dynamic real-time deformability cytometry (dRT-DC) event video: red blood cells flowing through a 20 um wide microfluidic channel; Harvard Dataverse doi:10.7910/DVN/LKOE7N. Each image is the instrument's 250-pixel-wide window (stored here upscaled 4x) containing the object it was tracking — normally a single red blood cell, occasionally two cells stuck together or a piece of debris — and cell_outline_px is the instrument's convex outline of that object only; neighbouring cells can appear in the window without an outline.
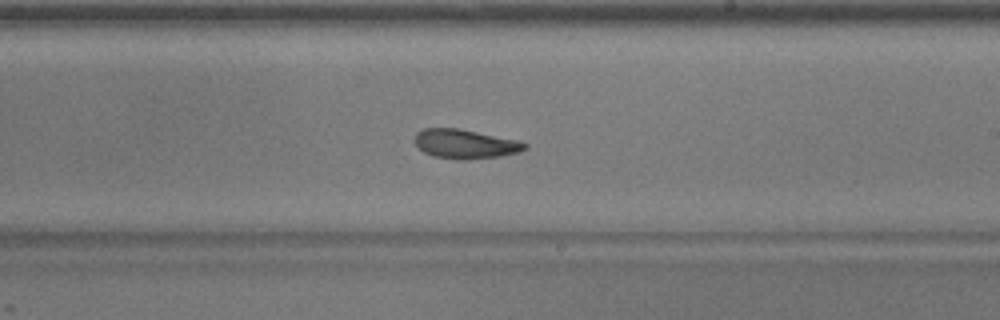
{"species": "common noctule bat (a hibernating species)", "species_latin": "Nyctalus noctula", "temperature_condition": "warm", "stored_images_in_passage": 50, "camera_frame_rate_fps": 3000, "um_per_image_px": 0.085, "animal": {"sex": "male", "body_mass_g": 17.9}, "frame": {"image": 1, "passage_image": 29, "time_ms": 9.333, "image_size_px": [1000, 320], "cell_outline_px": [[528, 148], [520, 152], [500, 156], [464, 160], [460, 160], [432, 156], [424, 152], [412, 140], [416, 132], [424, 128], [456, 128], [516, 140], [528, 144]], "centroid_in_image_um": [39.51, 12.24], "position_along_channel_um": 249.5, "area_um2": 18.73}}